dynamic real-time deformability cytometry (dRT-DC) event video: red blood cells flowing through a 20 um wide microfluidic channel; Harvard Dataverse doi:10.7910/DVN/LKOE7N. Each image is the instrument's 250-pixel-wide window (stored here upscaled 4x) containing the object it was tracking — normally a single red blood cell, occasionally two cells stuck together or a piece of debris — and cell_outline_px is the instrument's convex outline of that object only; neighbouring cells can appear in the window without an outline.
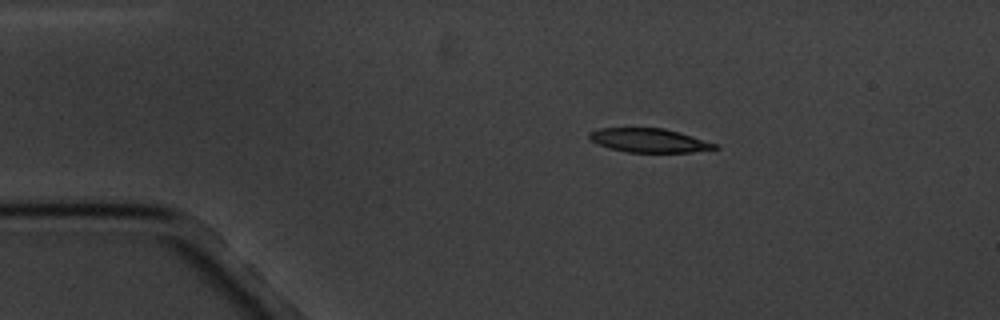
{"species": "common noctule bat (a hibernating species)", "species_latin": "Nyctalus noctula", "temperature_condition": "cold", "stored_images_in_passage": 4, "camera_frame_rate_fps": 3000, "um_per_image_px": 0.085, "animal": {"sex": "male", "body_mass_g": 20.1, "forearm_length_mm": 53.5}, "frame": {"image": 1, "passage_image": 2, "time_ms": 1.0, "image_size_px": [1000, 320], "cell_outline_px": [[720, 148], [692, 152], [628, 152], [608, 148], [592, 140], [588, 136], [588, 132], [600, 128], [664, 128], [716, 144]], "centroid_in_image_um": [55.14, 11.93], "position_along_channel_um": 29.9, "area_um2": 17.17}}